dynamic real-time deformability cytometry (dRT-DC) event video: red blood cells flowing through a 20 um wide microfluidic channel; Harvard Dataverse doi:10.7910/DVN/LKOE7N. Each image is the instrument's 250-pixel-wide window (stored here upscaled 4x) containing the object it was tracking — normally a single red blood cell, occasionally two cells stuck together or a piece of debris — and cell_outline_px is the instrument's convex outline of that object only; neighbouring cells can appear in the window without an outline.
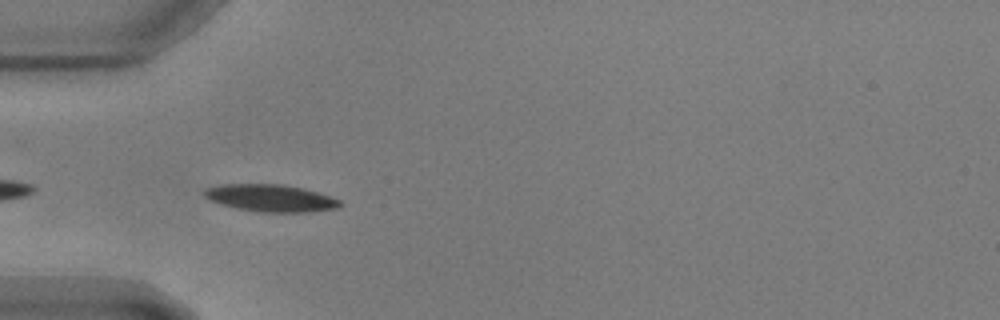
{"species": "common noctule bat (a hibernating species)", "species_latin": "Nyctalus noctula", "temperature_condition": "warm", "stored_images_in_passage": 20, "camera_frame_rate_fps": 3000, "um_per_image_px": 0.085, "animal": {"sex": "male", "body_mass_g": 17.9, "forearm_length_mm": 54.2}, "frame": {"image": 1, "passage_image": 3, "time_ms": 0.667, "image_size_px": [1000, 320], "cell_outline_px": [[344, 204], [340, 208], [312, 212], [256, 212], [236, 208], [220, 204], [208, 200], [204, 196], [204, 188], [220, 184], [280, 184], [304, 188], [332, 196], [340, 200]], "centroid_in_image_um": [23.03, 16.84], "position_along_channel_um": 62.0, "area_um2": 21.96}}
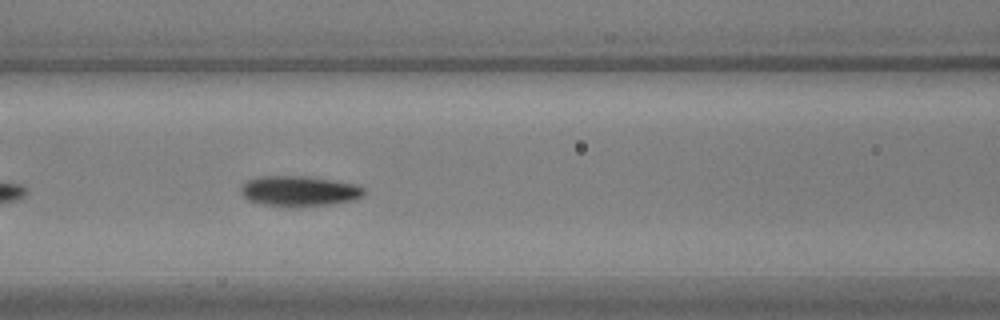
{"frame": {"image": 2, "passage_image": 10, "time_ms": 3.0, "image_size_px": [1000, 320], "cell_outline_px": [[364, 192], [360, 196], [352, 200], [332, 204], [260, 204], [248, 200], [240, 192], [240, 184], [248, 180], [260, 176], [304, 176], [356, 184], [364, 188]], "centroid_in_image_um": [25.37, 16.2], "position_along_channel_um": 141.2, "area_um2": 20.92}}
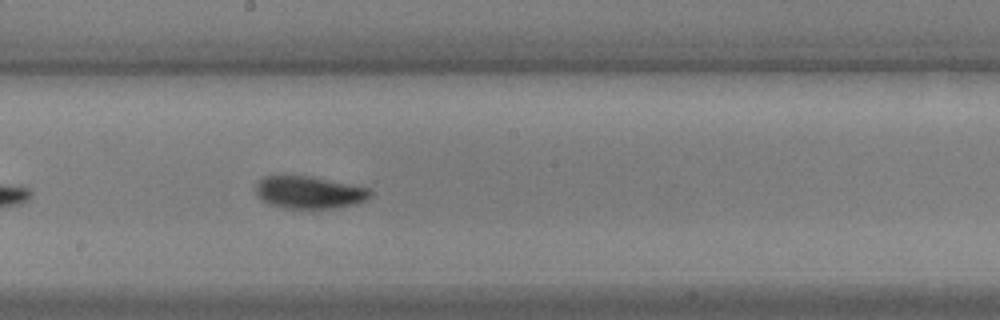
{"frame": {"image": 3, "passage_image": 17, "time_ms": 5.333, "image_size_px": [1000, 320], "cell_outline_px": [[372, 196], [368, 200], [356, 204], [332, 208], [284, 208], [268, 204], [260, 200], [256, 196], [256, 180], [264, 176], [312, 176], [368, 188], [372, 192]], "centroid_in_image_um": [26.25, 16.35], "position_along_channel_um": 221.9, "area_um2": 21.85}}